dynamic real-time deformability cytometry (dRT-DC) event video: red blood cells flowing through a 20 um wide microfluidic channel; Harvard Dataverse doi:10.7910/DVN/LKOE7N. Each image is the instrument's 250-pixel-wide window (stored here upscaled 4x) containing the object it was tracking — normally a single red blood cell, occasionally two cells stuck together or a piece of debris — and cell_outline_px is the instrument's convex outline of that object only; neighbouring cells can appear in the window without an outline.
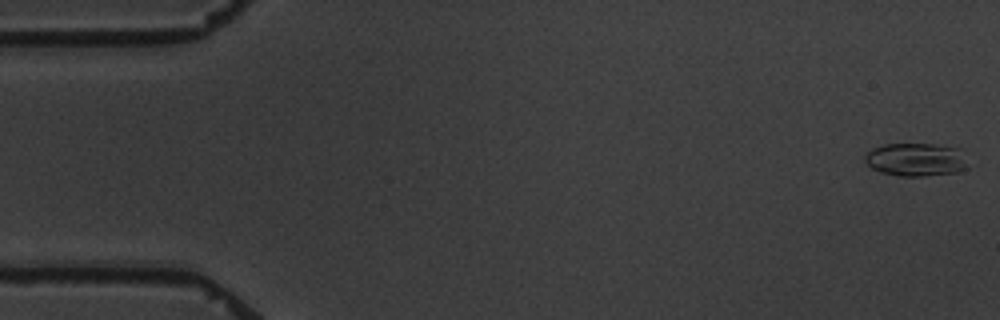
{"species": "common noctule bat (a hibernating species)", "species_latin": "Nyctalus noctula", "temperature_condition": "warm", "stored_images_in_passage": 6, "camera_frame_rate_fps": 3000, "um_per_image_px": 0.085, "animal": {"sex": "male", "body_mass_g": 19.5, "forearm_length_mm": 54.6}, "frame": {"image": 1, "passage_image": 1, "time_ms": 0.0, "image_size_px": [1000, 320], "cell_outline_px": [[968, 168], [960, 172], [924, 176], [900, 176], [880, 172], [872, 168], [864, 160], [864, 156], [872, 148], [884, 144], [936, 144], [960, 148]], "centroid_in_image_um": [77.86, 13.57], "position_along_channel_um": 7.1, "area_um2": 20.06}}